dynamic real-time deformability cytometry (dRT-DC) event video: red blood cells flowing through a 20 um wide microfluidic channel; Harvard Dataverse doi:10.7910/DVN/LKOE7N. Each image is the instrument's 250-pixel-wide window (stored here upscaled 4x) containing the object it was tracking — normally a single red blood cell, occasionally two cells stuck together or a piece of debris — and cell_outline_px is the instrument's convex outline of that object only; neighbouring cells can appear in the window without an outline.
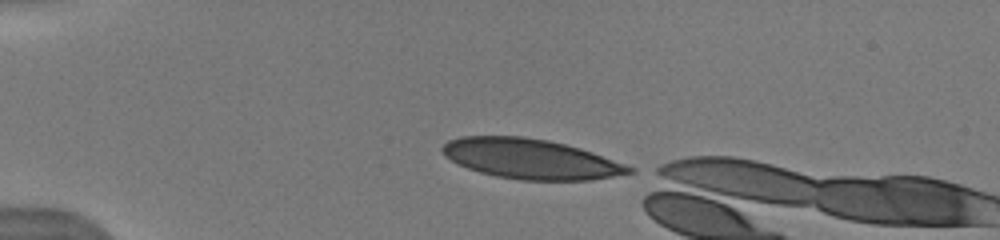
{"species": "human", "species_latin": "Homo sapiens", "temperature_condition": "warm", "stored_images_in_passage": 8, "camera_frame_rate_fps": 3000, "um_per_image_px": 0.085, "donor": {"sex": "male"}, "frame": {"image": 1, "passage_image": 1, "time_ms": 0.0, "image_size_px": [1000, 240], "cell_outline_px": [[636, 172], [592, 180], [520, 180], [496, 176], [480, 172], [456, 164], [444, 156], [440, 148], [448, 140], [460, 136], [524, 136], [548, 140], [580, 148], [592, 152], [636, 168]], "centroid_in_image_um": [45.09, 13.5], "position_along_channel_um": 39.9, "area_um2": 43.7}}